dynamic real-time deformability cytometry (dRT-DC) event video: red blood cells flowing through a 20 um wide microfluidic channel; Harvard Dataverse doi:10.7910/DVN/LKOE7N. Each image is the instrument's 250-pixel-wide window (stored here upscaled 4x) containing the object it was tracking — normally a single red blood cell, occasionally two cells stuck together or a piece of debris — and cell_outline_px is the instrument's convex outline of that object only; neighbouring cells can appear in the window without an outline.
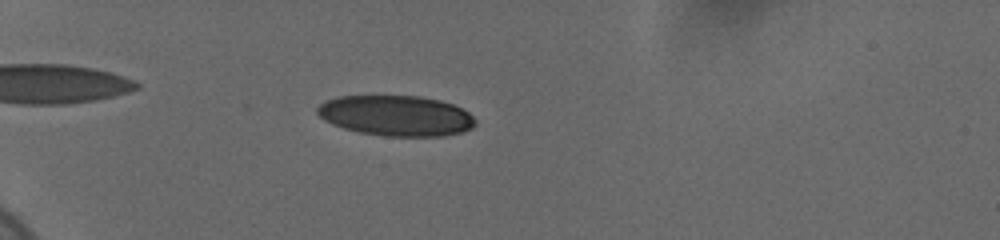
{"species": "human", "species_latin": "Homo sapiens", "temperature_condition": "cold", "stored_images_in_passage": 11, "camera_frame_rate_fps": 3000, "um_per_image_px": 0.085, "donor": {"sex": "female"}, "frame": {"image": 1, "passage_image": 7, "time_ms": 1.0, "image_size_px": [1000, 240], "cell_outline_px": [[476, 124], [472, 128], [460, 132], [444, 136], [384, 136], [360, 132], [344, 128], [332, 124], [324, 120], [316, 112], [316, 108], [324, 100], [340, 96], [420, 96], [440, 100], [452, 104], [468, 112], [476, 120]], "centroid_in_image_um": [33.65, 9.83], "position_along_channel_um": 51.3, "area_um2": 37.28}}